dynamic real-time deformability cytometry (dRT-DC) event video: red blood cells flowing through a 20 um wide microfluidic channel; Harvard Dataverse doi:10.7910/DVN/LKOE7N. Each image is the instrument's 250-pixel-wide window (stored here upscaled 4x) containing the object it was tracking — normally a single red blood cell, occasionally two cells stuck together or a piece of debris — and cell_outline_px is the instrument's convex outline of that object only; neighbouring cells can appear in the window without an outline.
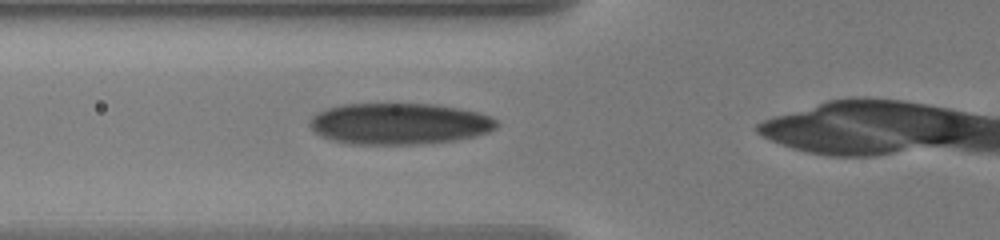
{"species": "human", "species_latin": "Homo sapiens", "temperature_condition": "warm", "stored_images_in_passage": 42, "camera_frame_rate_fps": 3000, "um_per_image_px": 0.085, "donor": {"sex": "male"}, "frame": {"image": 1, "passage_image": 14, "time_ms": 4.333, "image_size_px": [1000, 240], "cell_outline_px": [[500, 124], [496, 128], [488, 132], [476, 136], [456, 140], [420, 144], [348, 144], [332, 140], [320, 136], [308, 124], [308, 120], [312, 116], [328, 108], [344, 104], [436, 104], [460, 108], [480, 112], [492, 116]], "centroid_in_image_um": [33.97, 10.52], "position_along_channel_um": 91.8, "area_um2": 45.37}}
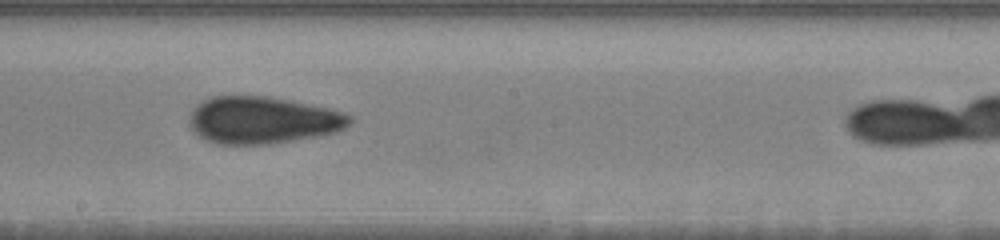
{"frame": {"image": 2, "passage_image": 25, "time_ms": 8.0, "image_size_px": [1000, 240], "cell_outline_px": [[352, 120], [344, 128], [336, 132], [316, 136], [268, 144], [216, 144], [200, 136], [192, 128], [188, 120], [196, 104], [212, 96], [268, 96], [292, 100], [328, 108], [344, 112], [352, 116]], "centroid_in_image_um": [22.33, 10.2], "position_along_channel_um": 225.9, "area_um2": 43.87}}
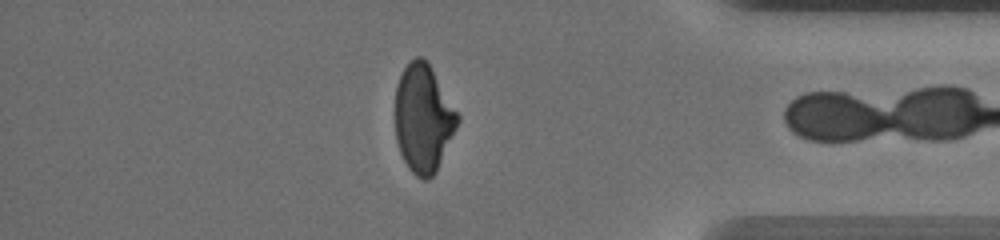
{"frame": {"image": 3, "passage_image": 41, "time_ms": 13.333, "image_size_px": [1000, 240], "cell_outline_px": [[460, 120], [436, 172], [428, 180], [424, 180], [416, 176], [408, 168], [400, 152], [396, 140], [396, 84], [404, 68], [416, 56], [420, 56], [428, 64], [460, 116]], "centroid_in_image_um": [35.98, 10.11], "position_along_channel_um": 399.2, "area_um2": 38.73}}